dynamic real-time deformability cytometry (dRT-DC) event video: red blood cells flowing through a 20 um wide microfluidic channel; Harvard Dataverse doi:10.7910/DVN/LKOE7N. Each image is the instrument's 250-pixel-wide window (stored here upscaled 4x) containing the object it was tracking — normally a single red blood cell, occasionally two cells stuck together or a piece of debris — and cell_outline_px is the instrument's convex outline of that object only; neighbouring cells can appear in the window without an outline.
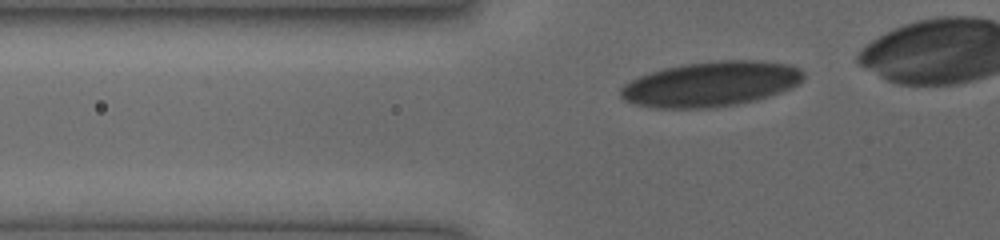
{"species": "human", "species_latin": "Homo sapiens", "temperature_condition": "cold", "stored_images_in_passage": 29, "camera_frame_rate_fps": 3000, "um_per_image_px": 0.085, "donor": {"sex": "female"}, "frame": {"image": 1, "passage_image": 3, "time_ms": 0.667, "image_size_px": [1000, 240], "cell_outline_px": [[804, 76], [796, 84], [780, 92], [756, 100], [736, 104], [708, 108], [656, 108], [636, 104], [624, 100], [620, 96], [620, 88], [624, 84], [640, 76], [664, 68], [684, 64], [720, 60], [760, 60], [788, 64], [800, 68], [804, 72]], "centroid_in_image_um": [60.42, 7.14], "position_along_channel_um": 65.4, "area_um2": 47.69}}
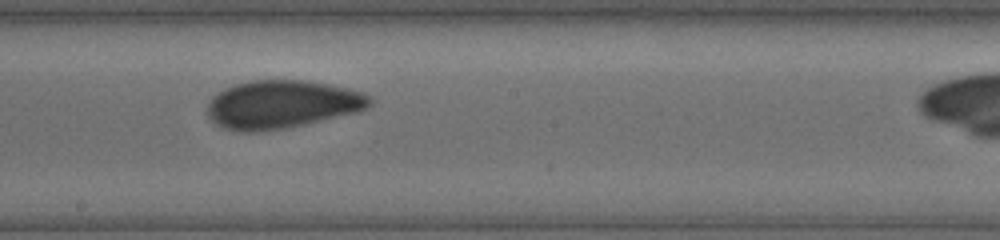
{"frame": {"image": 2, "passage_image": 15, "time_ms": 4.667, "image_size_px": [1000, 240], "cell_outline_px": [[372, 104], [360, 112], [304, 124], [284, 128], [252, 132], [244, 132], [224, 128], [216, 124], [208, 116], [208, 100], [212, 96], [224, 88], [236, 84], [252, 80], [304, 80], [328, 84], [360, 92], [368, 96], [372, 100]], "centroid_in_image_um": [23.94, 8.87], "position_along_channel_um": 224.3, "area_um2": 45.37}}
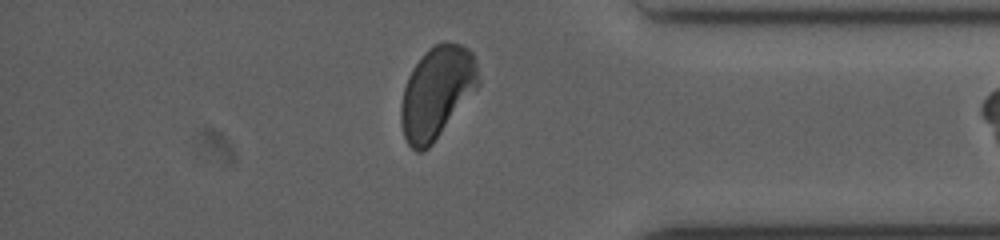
{"frame": {"image": 3, "passage_image": 28, "time_ms": 9.0, "image_size_px": [1000, 240], "cell_outline_px": [[480, 84], [432, 144], [424, 152], [416, 152], [408, 144], [404, 136], [400, 124], [400, 104], [404, 88], [408, 76], [412, 68], [424, 52], [428, 48], [444, 40], [448, 40], [460, 44], [468, 48], [472, 52], [476, 60], [480, 80]], "centroid_in_image_um": [37.11, 7.83], "position_along_channel_um": 398.1, "area_um2": 41.73}}